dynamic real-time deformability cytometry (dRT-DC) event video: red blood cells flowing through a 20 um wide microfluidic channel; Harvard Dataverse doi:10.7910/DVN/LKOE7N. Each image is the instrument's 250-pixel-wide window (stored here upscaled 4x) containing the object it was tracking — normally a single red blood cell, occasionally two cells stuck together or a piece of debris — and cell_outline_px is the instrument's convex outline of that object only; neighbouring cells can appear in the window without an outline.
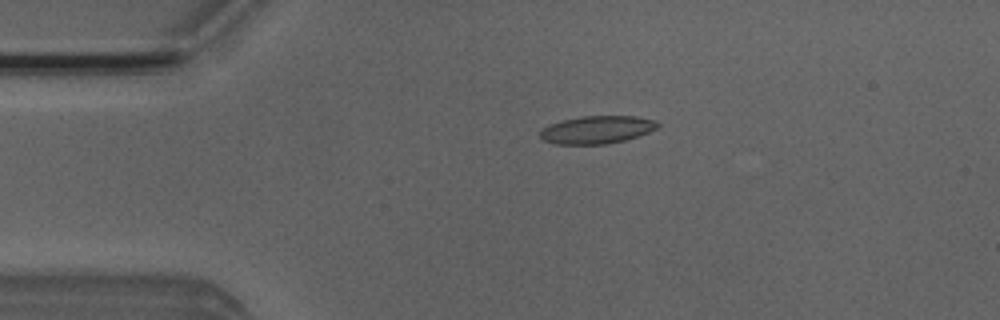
{"species": "Egyptian fruit bat (a non-hibernating species)", "species_latin": "Rousettus aegyptiacus", "temperature_condition": "room temperature", "stored_images_in_passage": 23, "camera_frame_rate_fps": 3000, "um_per_image_px": 0.085, "animal": {"sex": "male"}, "frame": {"image": 1, "passage_image": 9, "time_ms": 2.667, "image_size_px": [1000, 320], "cell_outline_px": [[660, 124], [656, 128], [648, 132], [624, 140], [604, 144], [556, 144], [544, 140], [540, 136], [540, 128], [548, 124], [580, 116], [636, 116], [656, 120]], "centroid_in_image_um": [50.71, 11.01], "position_along_channel_um": 34.3, "area_um2": 18.96}}
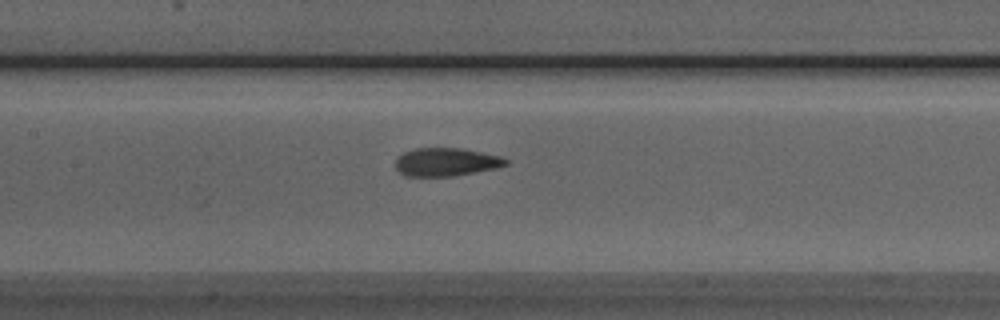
{"frame": {"image": 2, "passage_image": 22, "time_ms": 7.0, "image_size_px": [1000, 320], "cell_outline_px": [[508, 164], [496, 168], [452, 176], [404, 176], [396, 168], [396, 156], [404, 152], [416, 148], [460, 148], [500, 156], [508, 160]], "centroid_in_image_um": [37.89, 13.77], "position_along_channel_um": 169.5, "area_um2": 18.03}}